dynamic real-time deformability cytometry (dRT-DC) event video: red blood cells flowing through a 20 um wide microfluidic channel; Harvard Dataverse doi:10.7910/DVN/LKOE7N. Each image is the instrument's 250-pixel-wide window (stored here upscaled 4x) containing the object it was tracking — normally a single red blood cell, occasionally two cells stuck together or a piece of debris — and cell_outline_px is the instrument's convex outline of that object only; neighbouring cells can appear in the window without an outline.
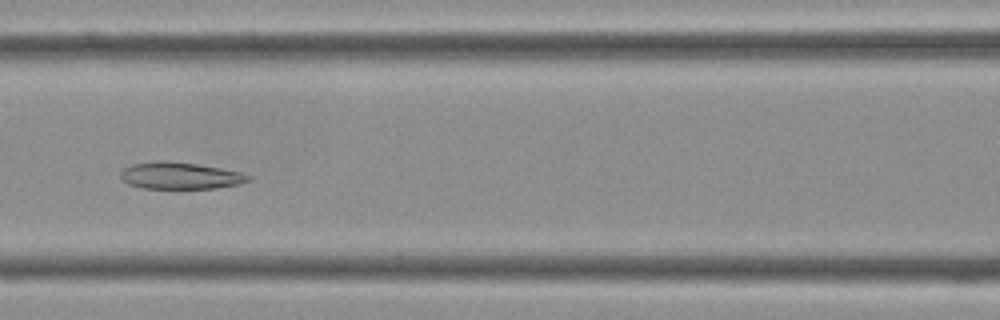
{"species": "Egyptian fruit bat (a non-hibernating species)", "species_latin": "Rousettus aegyptiacus", "temperature_condition": "cold", "stored_images_in_passage": 41, "camera_frame_rate_fps": 3000, "um_per_image_px": 0.085, "frame": {"image": 1, "passage_image": 17, "time_ms": 5.333, "image_size_px": [1000, 320], "cell_outline_px": [[252, 180], [240, 184], [216, 188], [144, 188], [128, 184], [120, 176], [120, 172], [124, 168], [132, 164], [156, 160], [164, 160], [196, 164], [220, 168], [240, 172], [252, 176]], "centroid_in_image_um": [15.33, 14.93], "position_along_channel_um": 151.3, "area_um2": 20.0}}
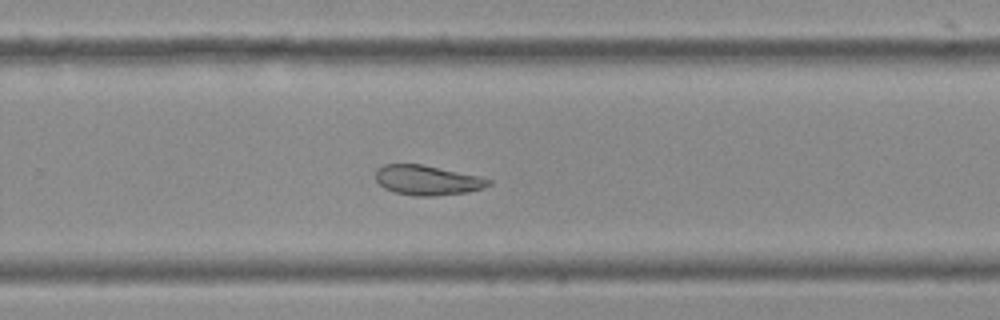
{"frame": {"image": 2, "passage_image": 26, "time_ms": 8.333, "image_size_px": [1000, 320], "cell_outline_px": [[492, 184], [484, 188], [468, 192], [432, 196], [416, 196], [396, 192], [384, 188], [376, 180], [376, 168], [384, 164], [420, 164], [480, 176], [492, 180]], "centroid_in_image_um": [36.34, 15.31], "position_along_channel_um": 293.5, "area_um2": 19.59}}
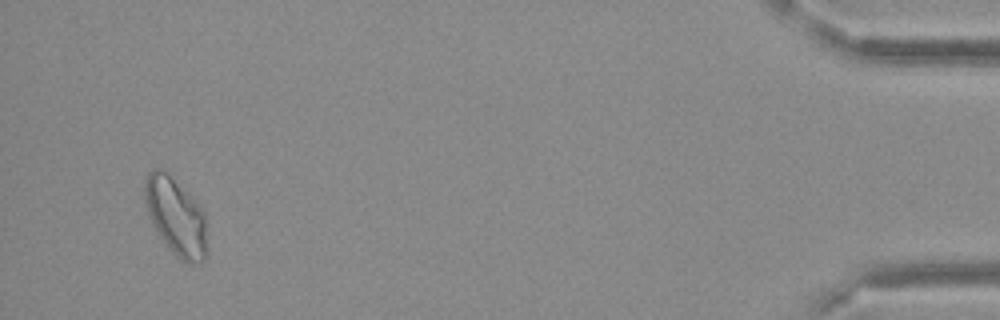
{"frame": {"image": 3, "passage_image": 39, "time_ms": 12.667, "image_size_px": [1000, 320], "cell_outline_px": [[208, 252], [204, 260], [196, 264], [188, 264], [180, 260], [172, 252], [156, 232], [152, 224], [144, 200], [144, 180], [148, 172], [156, 168], [164, 168], [192, 196], [208, 216]], "centroid_in_image_um": [15.0, 18.42], "position_along_channel_um": 420.2, "area_um2": 29.3}}